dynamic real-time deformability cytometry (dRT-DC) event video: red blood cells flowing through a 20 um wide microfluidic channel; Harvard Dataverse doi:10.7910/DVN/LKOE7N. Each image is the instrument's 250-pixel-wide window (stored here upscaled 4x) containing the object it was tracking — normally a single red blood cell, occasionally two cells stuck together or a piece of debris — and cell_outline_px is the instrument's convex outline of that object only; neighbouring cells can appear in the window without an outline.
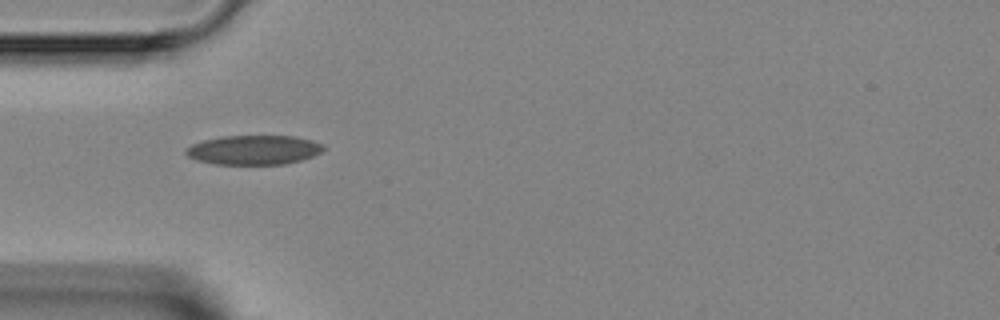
{"species": "Egyptian fruit bat (a non-hibernating species)", "species_latin": "Rousettus aegyptiacus", "temperature_condition": "room temperature", "stored_images_in_passage": 2, "camera_frame_rate_fps": 3000, "um_per_image_px": 0.085, "animal": {"sex": "female"}, "frame": {"image": 1, "passage_image": 2, "time_ms": 1.333, "image_size_px": [1000, 320], "cell_outline_px": [[324, 148], [320, 152], [312, 156], [300, 160], [284, 164], [216, 164], [196, 160], [188, 156], [184, 152], [184, 148], [192, 144], [204, 140], [224, 136], [296, 136], [312, 140], [324, 144]], "centroid_in_image_um": [21.56, 12.74], "position_along_channel_um": 63.4, "area_um2": 23.52}}